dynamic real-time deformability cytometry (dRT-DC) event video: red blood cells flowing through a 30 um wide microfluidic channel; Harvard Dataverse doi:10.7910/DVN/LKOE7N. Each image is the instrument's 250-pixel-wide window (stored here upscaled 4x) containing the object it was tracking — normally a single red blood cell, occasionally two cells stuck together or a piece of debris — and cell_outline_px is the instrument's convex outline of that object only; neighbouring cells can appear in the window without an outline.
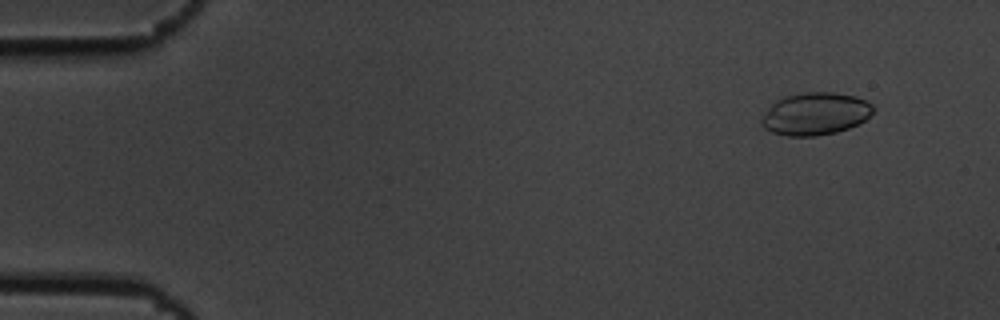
{"species": "common noctule bat (a hibernating species)", "species_latin": "Nyctalus noctula", "temperature_condition": "cold", "stored_images_in_passage": 55, "camera_frame_rate_fps": 3000, "um_per_image_px": 0.085, "animal": {"sex": "male", "body_mass_g": 19.5, "forearm_length_mm": 54.6}, "frame": {"image": 1, "passage_image": 5, "time_ms": 1.333, "image_size_px": [1000, 320], "cell_outline_px": [[876, 108], [860, 124], [836, 132], [816, 136], [788, 136], [772, 132], [764, 128], [760, 124], [760, 120], [772, 104], [776, 100], [784, 96], [804, 92], [832, 92], [856, 96], [872, 104]], "centroid_in_image_um": [69.3, 9.67], "position_along_channel_um": 15.7, "area_um2": 27.69}}
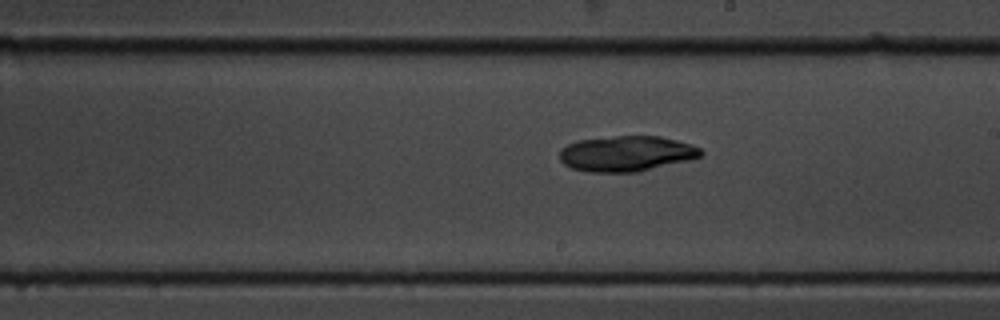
{"frame": {"image": 2, "passage_image": 32, "time_ms": 10.333, "image_size_px": [1000, 320], "cell_outline_px": [[704, 152], [700, 156], [688, 160], [636, 172], [588, 172], [572, 168], [564, 164], [560, 160], [560, 148], [568, 144], [580, 140], [616, 136], [660, 136], [692, 144], [700, 148]], "centroid_in_image_um": [53.24, 13.05], "position_along_channel_um": 235.8, "area_um2": 29.07}}
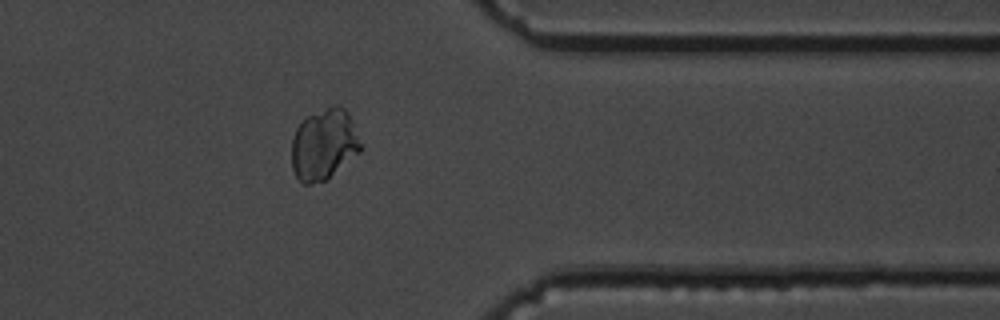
{"frame": {"image": 3, "passage_image": 45, "time_ms": 14.667, "image_size_px": [1000, 320], "cell_outline_px": [[364, 148], [360, 152], [324, 180], [312, 184], [300, 184], [292, 168], [292, 136], [296, 128], [308, 116], [332, 104], [340, 104], [348, 112], [364, 144]], "centroid_in_image_um": [27.56, 12.26], "position_along_channel_um": 383.8, "area_um2": 28.9}, "authors_computed_cell_mechanics": {"area_um2": 28.7844, "velocity_mm_per_s": 3.6522, "shape_relaxation_time_tau1_ms": 2.6955, "shape_relaxation_time_tau2_ms": 7.5598, "deformation_change_tau1": 0.0536, "deformation_change_tau2": 0.0621}}